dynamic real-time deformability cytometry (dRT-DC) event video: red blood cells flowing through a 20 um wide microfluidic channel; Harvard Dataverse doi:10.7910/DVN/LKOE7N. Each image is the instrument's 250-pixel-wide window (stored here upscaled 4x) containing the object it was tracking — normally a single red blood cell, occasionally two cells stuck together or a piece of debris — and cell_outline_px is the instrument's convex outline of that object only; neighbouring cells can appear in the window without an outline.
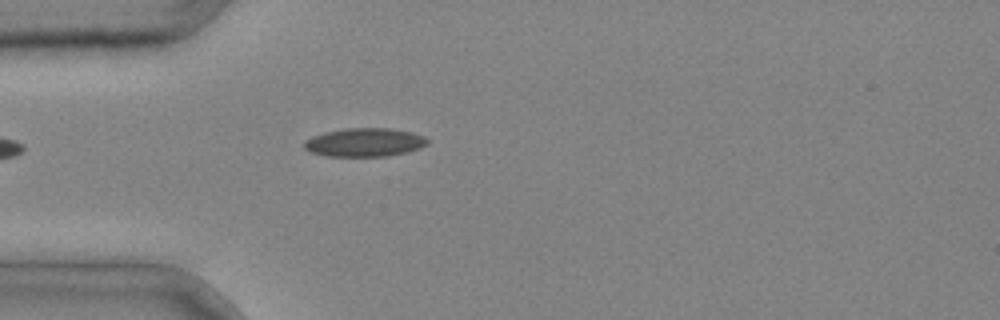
{"species": "common noctule bat (a hibernating species)", "species_latin": "Nyctalus noctula", "temperature_condition": "cold", "stored_images_in_passage": 3, "segment_of_instrument_passage": [1, 2], "camera_frame_rate_fps": 3000, "um_per_image_px": 0.085, "animal": {"sex": "male", "body_mass_g": 20.4}, "frame": {"image": 1, "passage_image": 2, "time_ms": 0.333, "image_size_px": [1000, 320], "cell_outline_px": [[428, 144], [420, 148], [408, 152], [388, 156], [328, 156], [312, 152], [304, 148], [304, 140], [312, 136], [324, 132], [344, 128], [392, 128], [412, 132], [424, 136], [428, 140]], "centroid_in_image_um": [31.01, 12.09], "position_along_channel_um": 54.0, "area_um2": 20.63}}